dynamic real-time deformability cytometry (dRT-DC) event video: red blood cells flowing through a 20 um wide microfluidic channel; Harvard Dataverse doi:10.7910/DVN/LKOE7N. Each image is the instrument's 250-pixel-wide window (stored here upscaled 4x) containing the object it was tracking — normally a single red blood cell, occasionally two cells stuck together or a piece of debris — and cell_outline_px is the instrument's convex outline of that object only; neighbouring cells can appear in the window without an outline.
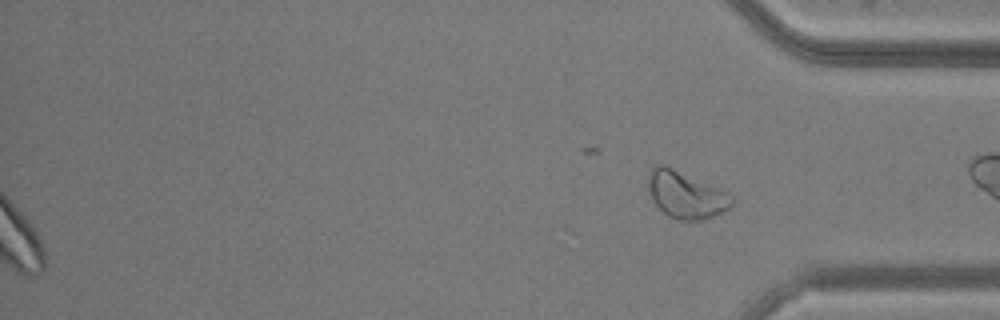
{"species": "common noctule bat (a hibernating species)", "species_latin": "Nyctalus noctula", "temperature_condition": "warm", "stored_images_in_passage": 43, "segment_of_instrument_passage": [2, 2], "camera_frame_rate_fps": 3000, "um_per_image_px": 0.085, "animal": {"sex": "male", "body_mass_g": 20.5, "forearm_length_mm": 52.5}, "frame": {"image": 1, "passage_image": 43, "time_ms": 14.0, "image_size_px": [1000, 320], "cell_outline_px": [[736, 200], [728, 208], [704, 220], [680, 220], [668, 216], [652, 200], [648, 188], [648, 172], [656, 164], [664, 164], [728, 192], [736, 196]], "centroid_in_image_um": [58.3, 16.55], "position_along_channel_um": 376.9, "area_um2": 22.89}}